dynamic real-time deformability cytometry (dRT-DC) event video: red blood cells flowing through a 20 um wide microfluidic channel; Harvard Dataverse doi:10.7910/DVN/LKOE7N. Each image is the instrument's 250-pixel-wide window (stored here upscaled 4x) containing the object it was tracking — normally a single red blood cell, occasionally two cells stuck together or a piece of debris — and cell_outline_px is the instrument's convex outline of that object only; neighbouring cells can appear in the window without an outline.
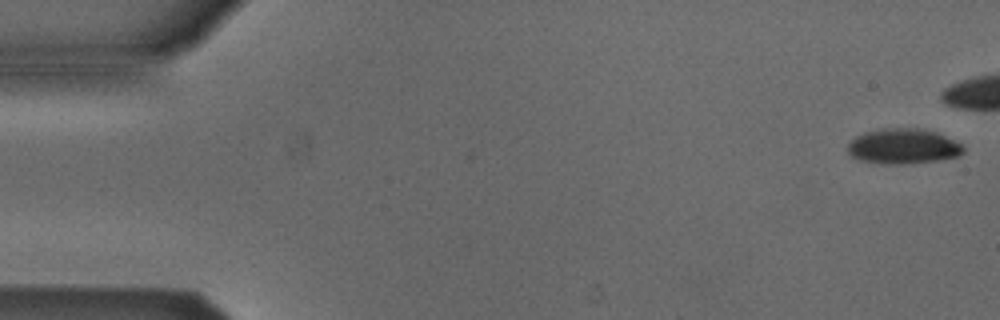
{"species": "Egyptian fruit bat (a non-hibernating species)", "species_latin": "Rousettus aegyptiacus", "temperature_condition": "cold", "stored_images_in_passage": 29, "camera_frame_rate_fps": 3000, "um_per_image_px": 0.085, "animal": {"sex": "male"}, "frame": {"image": 1, "passage_image": 1, "time_ms": 0.0, "image_size_px": [1000, 320], "cell_outline_px": [[964, 152], [956, 156], [940, 160], [904, 164], [888, 164], [860, 160], [852, 156], [848, 152], [848, 144], [856, 136], [864, 132], [884, 128], [916, 128], [936, 132], [960, 144], [964, 148]], "centroid_in_image_um": [76.75, 12.44], "position_along_channel_um": 8.3, "area_um2": 23.47}}
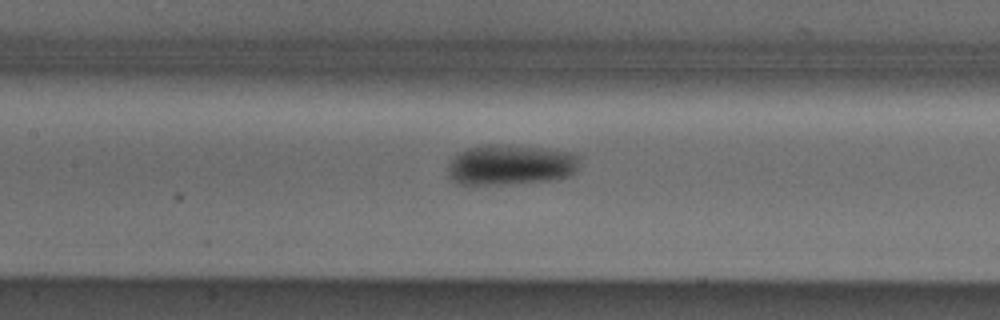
{"frame": {"image": 2, "passage_image": 24, "time_ms": 7.667, "image_size_px": [1000, 320], "cell_outline_px": [[580, 156], [576, 168], [568, 176], [552, 180], [508, 184], [460, 184], [448, 176], [448, 164], [460, 152], [468, 148], [484, 144], [492, 144], [540, 148], [568, 152]], "centroid_in_image_um": [43.37, 14.02], "position_along_channel_um": 164.0, "area_um2": 30.58}}
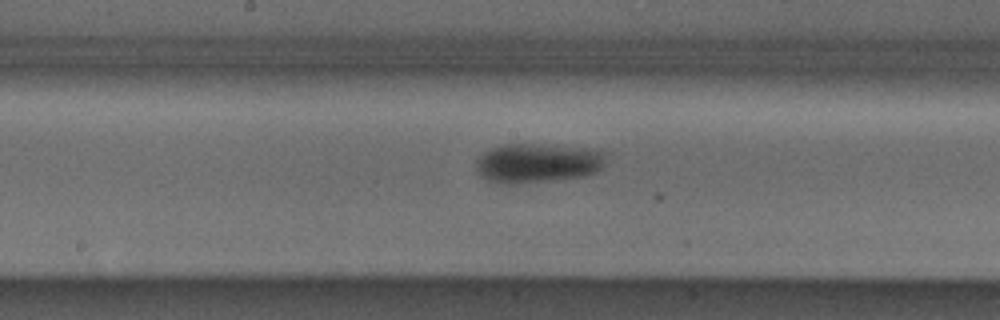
{"frame": {"image": 3, "passage_image": 27, "time_ms": 8.667, "image_size_px": [1000, 320], "cell_outline_px": [[604, 160], [600, 168], [596, 172], [584, 176], [516, 184], [496, 184], [480, 176], [476, 172], [476, 160], [484, 152], [492, 148], [504, 144], [528, 144], [588, 148], [604, 152]], "centroid_in_image_um": [45.62, 13.87], "position_along_channel_um": 202.6, "area_um2": 29.65}}